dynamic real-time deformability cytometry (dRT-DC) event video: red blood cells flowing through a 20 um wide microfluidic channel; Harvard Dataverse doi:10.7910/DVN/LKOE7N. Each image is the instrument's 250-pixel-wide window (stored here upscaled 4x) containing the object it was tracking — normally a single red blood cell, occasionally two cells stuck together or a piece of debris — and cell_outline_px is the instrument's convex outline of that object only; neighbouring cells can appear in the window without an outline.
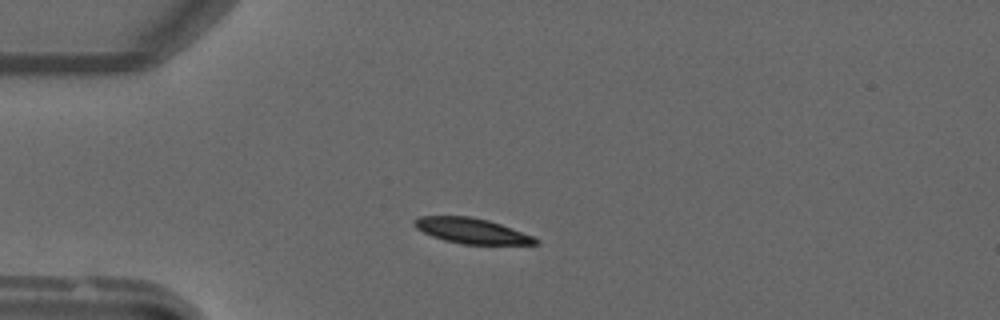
{"species": "common noctule bat (a hibernating species)", "species_latin": "Nyctalus noctula", "temperature_condition": "warm", "stored_images_in_passage": 45, "camera_frame_rate_fps": 3000, "um_per_image_px": 0.085, "animal": {"sex": "male", "forearm_length_mm": 52.5}, "frame": {"image": 1, "passage_image": 8, "time_ms": 2.333, "image_size_px": [1000, 320], "cell_outline_px": [[540, 244], [464, 244], [444, 240], [432, 236], [416, 228], [412, 224], [412, 220], [420, 216], [472, 216], [488, 220], [500, 224], [532, 236], [540, 240]], "centroid_in_image_um": [40.06, 19.61], "position_along_channel_um": 44.9, "area_um2": 17.8}}
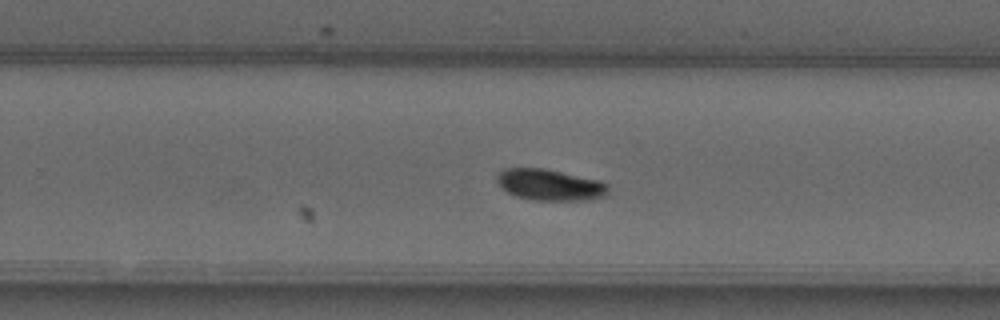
{"frame": {"image": 2, "passage_image": 27, "time_ms": 8.667, "image_size_px": [1000, 320], "cell_outline_px": [[608, 196], [588, 200], [532, 200], [516, 196], [508, 192], [496, 180], [496, 176], [504, 168], [544, 168], [600, 180], [608, 184]], "centroid_in_image_um": [46.78, 15.71], "position_along_channel_um": 283.0, "area_um2": 20.35}}
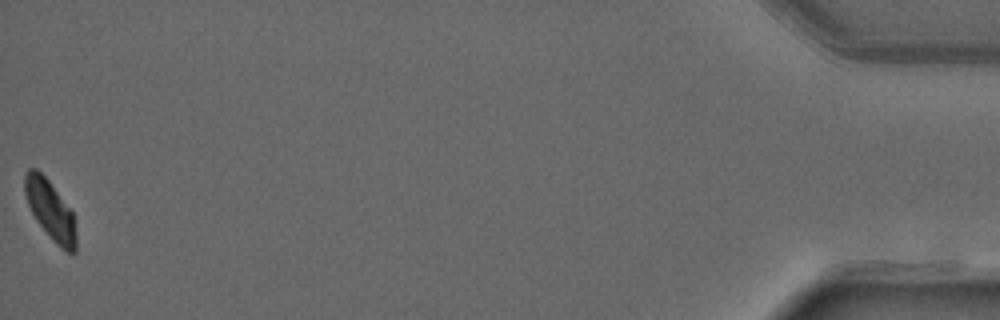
{"frame": {"image": 3, "passage_image": 45, "time_ms": 14.667, "image_size_px": [1000, 320], "cell_outline_px": [[76, 252], [64, 252], [52, 240], [36, 220], [28, 204], [24, 192], [24, 176], [28, 168], [36, 168], [48, 180], [72, 212], [76, 236]], "centroid_in_image_um": [4.26, 17.87], "position_along_channel_um": 430.9, "area_um2": 17.51}}